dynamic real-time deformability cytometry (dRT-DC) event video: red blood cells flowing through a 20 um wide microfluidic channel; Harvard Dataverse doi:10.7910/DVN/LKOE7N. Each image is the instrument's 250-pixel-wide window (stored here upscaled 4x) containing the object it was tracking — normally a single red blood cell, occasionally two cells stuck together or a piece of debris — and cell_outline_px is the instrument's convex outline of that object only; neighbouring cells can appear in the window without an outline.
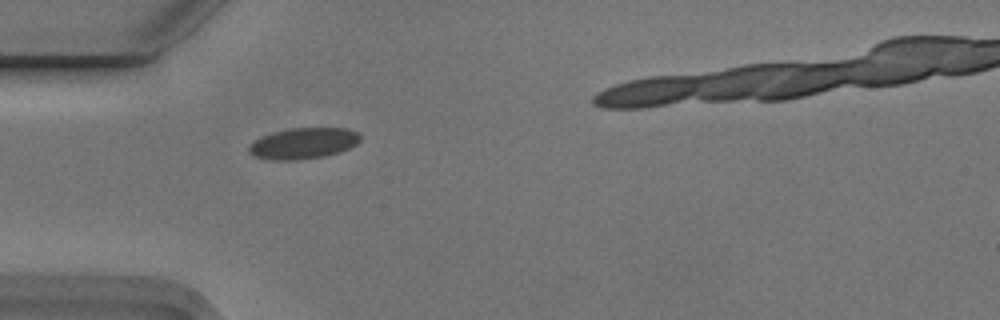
{"species": "Egyptian fruit bat (a non-hibernating species)", "species_latin": "Rousettus aegyptiacus", "temperature_condition": "cold", "stored_images_in_passage": 2, "camera_frame_rate_fps": 3000, "um_per_image_px": 0.085, "animal": {"sex": "male"}, "frame": {"image": 1, "passage_image": 1, "time_ms": 0.0, "image_size_px": [1000, 320], "cell_outline_px": [[360, 140], [356, 144], [340, 152], [324, 156], [296, 160], [276, 160], [256, 156], [248, 152], [248, 144], [252, 140], [276, 132], [292, 128], [348, 128], [360, 132]], "centroid_in_image_um": [25.81, 12.18], "position_along_channel_um": 59.2, "area_um2": 20.06}}